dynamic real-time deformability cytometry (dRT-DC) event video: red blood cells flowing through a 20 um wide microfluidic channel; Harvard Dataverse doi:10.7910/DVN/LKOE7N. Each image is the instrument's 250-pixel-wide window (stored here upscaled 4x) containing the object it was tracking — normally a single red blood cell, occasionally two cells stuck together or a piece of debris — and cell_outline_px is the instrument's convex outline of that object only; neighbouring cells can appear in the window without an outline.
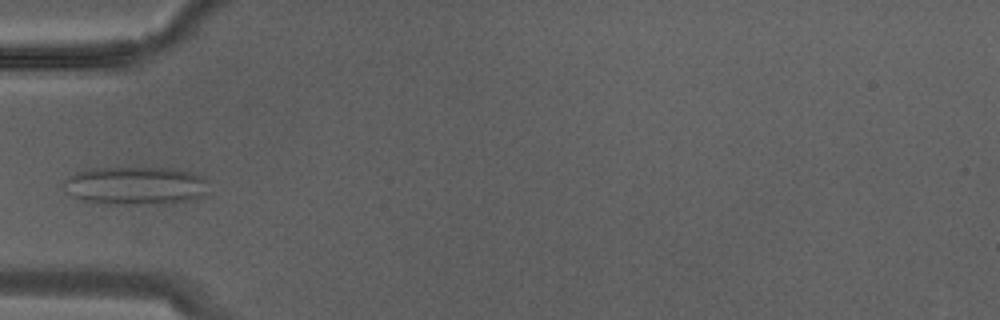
{"species": "Egyptian fruit bat (a non-hibernating species)", "species_latin": "Rousettus aegyptiacus", "temperature_condition": "warm", "stored_images_in_passage": 10, "camera_frame_rate_fps": 3000, "um_per_image_px": 0.085, "animal": {"sex": "male"}, "frame": {"image": 1, "passage_image": 9, "time_ms": 2.667, "image_size_px": [1000, 320], "cell_outline_px": [[208, 196], [188, 200], [164, 204], [116, 204], [84, 200], [72, 196], [68, 192], [64, 180], [76, 172], [92, 168], [176, 168], [196, 172], [208, 180]], "centroid_in_image_um": [11.64, 15.77], "position_along_channel_um": 73.4, "area_um2": 32.54}}